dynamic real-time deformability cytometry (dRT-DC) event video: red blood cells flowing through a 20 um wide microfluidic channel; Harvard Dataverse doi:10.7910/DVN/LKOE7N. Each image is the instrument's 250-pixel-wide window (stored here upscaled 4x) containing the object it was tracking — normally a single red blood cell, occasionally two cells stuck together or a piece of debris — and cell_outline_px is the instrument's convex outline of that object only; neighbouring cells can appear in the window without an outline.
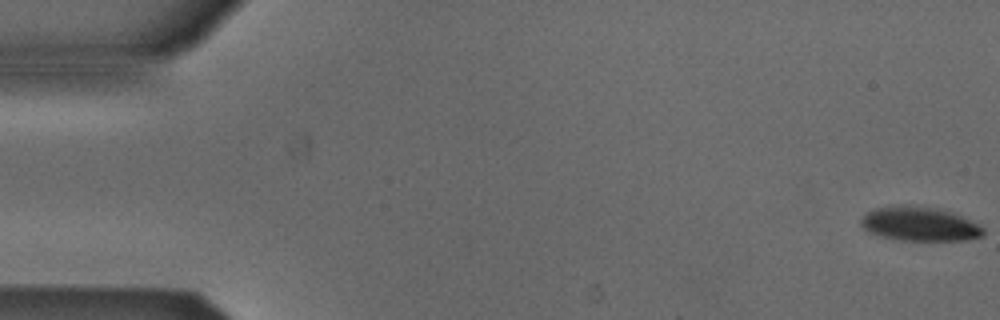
{"species": "Egyptian fruit bat (a non-hibernating species)", "species_latin": "Rousettus aegyptiacus", "temperature_condition": "cold", "stored_images_in_passage": 28, "camera_frame_rate_fps": 3000, "um_per_image_px": 0.085, "animal": {"sex": "male"}, "frame": {"image": 1, "passage_image": 1, "time_ms": 0.0, "image_size_px": [1000, 320], "cell_outline_px": [[984, 236], [964, 240], [900, 240], [880, 236], [864, 228], [860, 224], [860, 220], [868, 212], [876, 208], [932, 208], [952, 212], [984, 228]], "centroid_in_image_um": [78.2, 19.09], "position_along_channel_um": 6.8, "area_um2": 23.12}}